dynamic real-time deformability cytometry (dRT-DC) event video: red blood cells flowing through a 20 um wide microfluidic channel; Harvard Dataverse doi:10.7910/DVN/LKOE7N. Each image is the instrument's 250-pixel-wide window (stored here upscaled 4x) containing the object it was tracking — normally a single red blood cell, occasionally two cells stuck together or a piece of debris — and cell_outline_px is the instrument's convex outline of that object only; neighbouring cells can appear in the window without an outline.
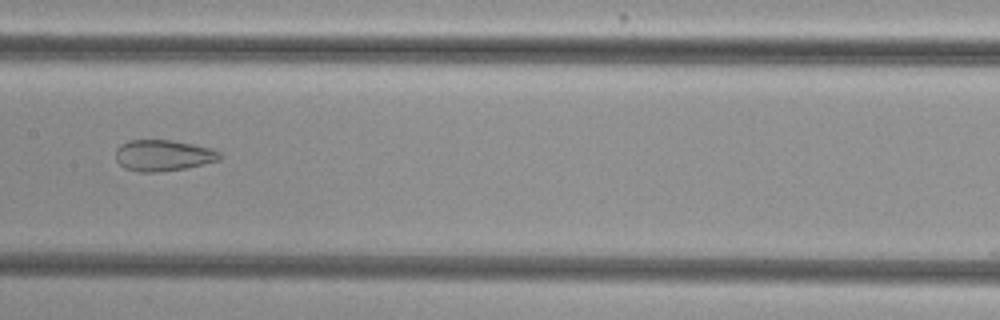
{"species": "common noctule bat (a hibernating species)", "species_latin": "Nyctalus noctula", "temperature_condition": "cold", "stored_images_in_passage": 54, "camera_frame_rate_fps": 3000, "um_per_image_px": 0.085, "animal": {"sex": "female", "body_mass_g": 29.2, "forearm_length_mm": 56.3}, "frame": {"image": 1, "passage_image": 28, "time_ms": 9.0, "image_size_px": [1000, 320], "cell_outline_px": [[220, 160], [184, 168], [156, 172], [136, 172], [124, 168], [116, 160], [116, 148], [120, 144], [128, 140], [172, 140], [212, 148], [220, 152]], "centroid_in_image_um": [13.83, 13.2], "position_along_channel_um": 193.6, "area_um2": 18.9}}
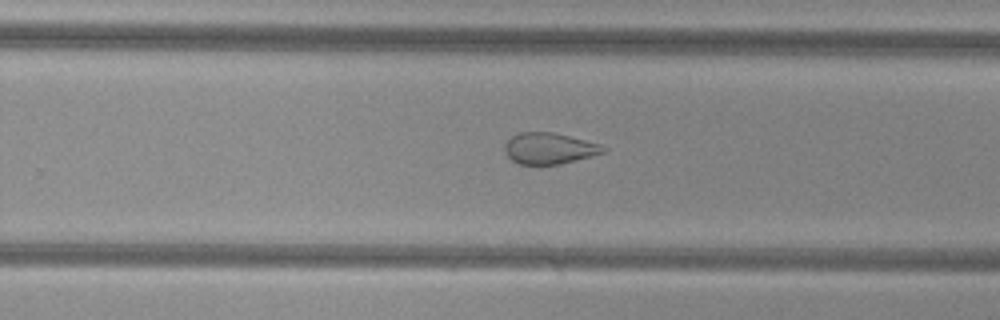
{"frame": {"image": 2, "passage_image": 35, "time_ms": 11.333, "image_size_px": [1000, 320], "cell_outline_px": [[608, 148], [604, 152], [560, 164], [520, 164], [512, 160], [504, 152], [504, 144], [512, 136], [520, 132], [552, 132], [600, 144]], "centroid_in_image_um": [46.65, 12.61], "position_along_channel_um": 283.1, "area_um2": 17.69}}
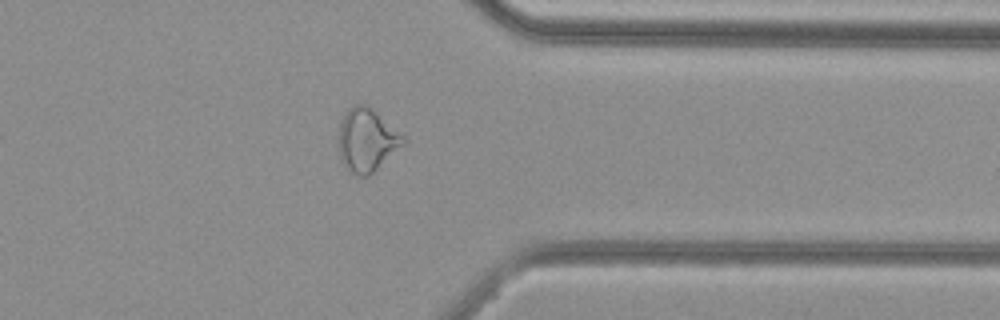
{"frame": {"image": 3, "passage_image": 43, "time_ms": 14.0, "image_size_px": [1000, 320], "cell_outline_px": [[408, 140], [404, 144], [368, 176], [356, 176], [340, 160], [340, 124], [344, 112], [348, 108], [356, 104], [368, 104], [404, 136]], "centroid_in_image_um": [31.19, 11.87], "position_along_channel_um": 380.2, "area_um2": 23.47}, "authors_computed_cell_mechanics": {"area_um2": 25.8077, "velocity_mm_per_s": 3.8535, "shape_relaxation_time_tau1_ms": null, "shape_relaxation_time_tau2_ms": 1.5923, "deformation_change_tau1": null, "deformation_change_tau2": 0.0904}}